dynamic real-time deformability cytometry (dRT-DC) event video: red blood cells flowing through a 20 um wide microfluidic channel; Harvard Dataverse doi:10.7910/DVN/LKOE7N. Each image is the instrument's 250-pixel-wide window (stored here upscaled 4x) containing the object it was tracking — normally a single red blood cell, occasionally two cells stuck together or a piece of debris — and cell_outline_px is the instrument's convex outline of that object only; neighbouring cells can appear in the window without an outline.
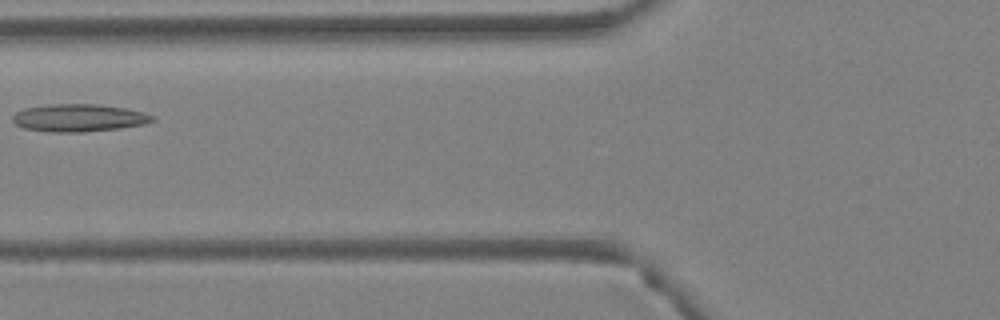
{"species": "Egyptian fruit bat (a non-hibernating species)", "species_latin": "Rousettus aegyptiacus", "temperature_condition": "warm", "stored_images_in_passage": 3, "camera_frame_rate_fps": 3000, "um_per_image_px": 0.085, "animal": {"sex": "female"}, "frame": {"image": 1, "passage_image": 3, "time_ms": 0.667, "image_size_px": [1000, 320], "cell_outline_px": [[156, 120], [144, 124], [120, 128], [80, 132], [48, 132], [24, 128], [16, 124], [12, 120], [12, 116], [16, 112], [24, 108], [52, 104], [96, 104], [128, 108], [144, 112], [152, 116]], "centroid_in_image_um": [6.7, 10.01], "position_along_channel_um": 119.1, "area_um2": 22.48}}